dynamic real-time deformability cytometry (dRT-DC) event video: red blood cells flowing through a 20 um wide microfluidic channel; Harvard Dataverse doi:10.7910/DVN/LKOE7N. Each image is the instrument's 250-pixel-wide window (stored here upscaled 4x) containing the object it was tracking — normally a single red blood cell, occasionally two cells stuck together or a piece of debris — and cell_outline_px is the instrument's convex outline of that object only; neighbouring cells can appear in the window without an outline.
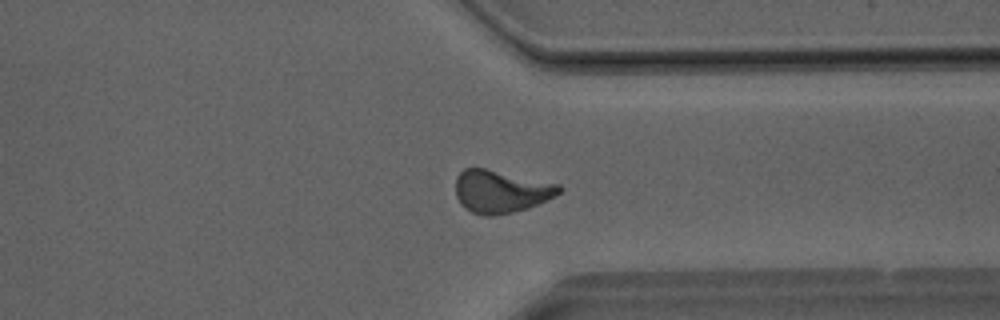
{"species": "Egyptian fruit bat (a non-hibernating species)", "species_latin": "Rousettus aegyptiacus", "temperature_condition": "room temperature", "stored_images_in_passage": 41, "camera_frame_rate_fps": 3000, "um_per_image_px": 0.085, "animal": {"sex": "male"}, "frame": {"image": 1, "passage_image": 31, "time_ms": 10.0, "image_size_px": [1000, 320], "cell_outline_px": [[564, 188], [556, 196], [528, 208], [512, 212], [492, 216], [484, 216], [472, 212], [464, 208], [460, 204], [456, 196], [456, 176], [464, 168], [484, 168], [560, 184]], "centroid_in_image_um": [42.57, 16.27], "position_along_channel_um": 368.8, "area_um2": 25.84}}
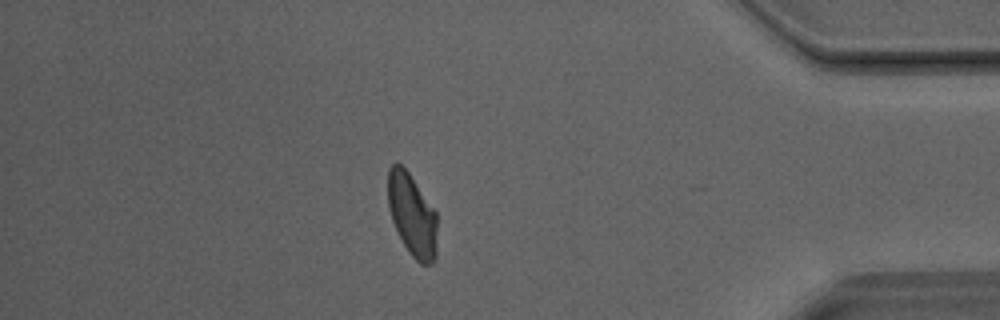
{"frame": {"image": 2, "passage_image": 35, "time_ms": 11.333, "image_size_px": [1000, 320], "cell_outline_px": [[436, 256], [432, 264], [420, 264], [408, 252], [392, 220], [388, 204], [388, 168], [396, 160], [408, 172], [436, 212]], "centroid_in_image_um": [35.02, 18.27], "position_along_channel_um": 400.2, "area_um2": 23.47}}